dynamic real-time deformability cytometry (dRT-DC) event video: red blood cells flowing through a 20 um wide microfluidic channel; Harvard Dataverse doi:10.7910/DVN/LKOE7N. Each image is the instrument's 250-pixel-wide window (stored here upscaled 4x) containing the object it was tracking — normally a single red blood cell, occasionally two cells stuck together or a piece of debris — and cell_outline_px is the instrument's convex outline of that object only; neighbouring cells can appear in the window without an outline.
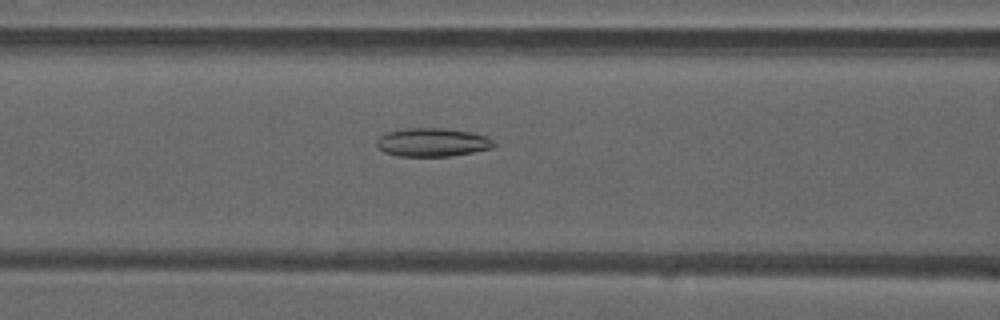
{"species": "common noctule bat (a hibernating species)", "species_latin": "Nyctalus noctula", "temperature_condition": "warm", "stored_images_in_passage": 37, "camera_frame_rate_fps": 3000, "um_per_image_px": 0.085, "animal": {"sex": "male", "forearm_length_mm": 52.5}, "frame": {"image": 1, "passage_image": 11, "time_ms": 3.333, "image_size_px": [1000, 320], "cell_outline_px": [[496, 144], [492, 148], [472, 152], [448, 156], [400, 156], [384, 152], [376, 148], [376, 140], [380, 136], [388, 132], [404, 128], [440, 128], [472, 132], [488, 136]], "centroid_in_image_um": [36.74, 12.09], "position_along_channel_um": 129.9, "area_um2": 19.48}}
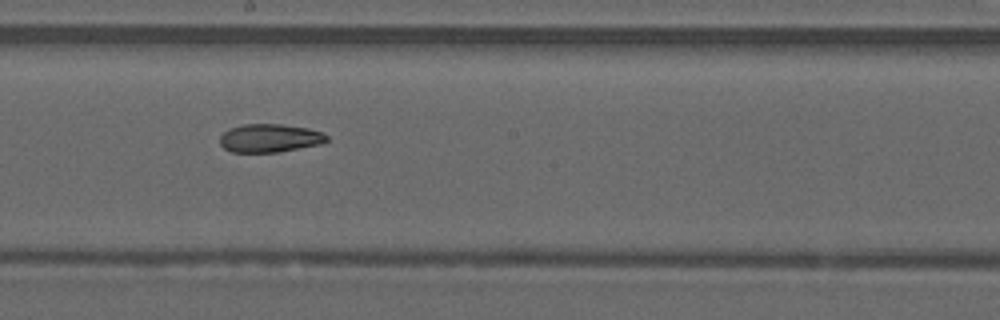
{"frame": {"image": 2, "passage_image": 18, "time_ms": 5.667, "image_size_px": [1000, 320], "cell_outline_px": [[328, 140], [320, 144], [280, 152], [232, 152], [224, 148], [220, 144], [220, 136], [224, 132], [232, 128], [244, 124], [280, 124], [308, 128], [320, 132], [328, 136]], "centroid_in_image_um": [22.93, 11.74], "position_along_channel_um": 225.3, "area_um2": 17.51}}
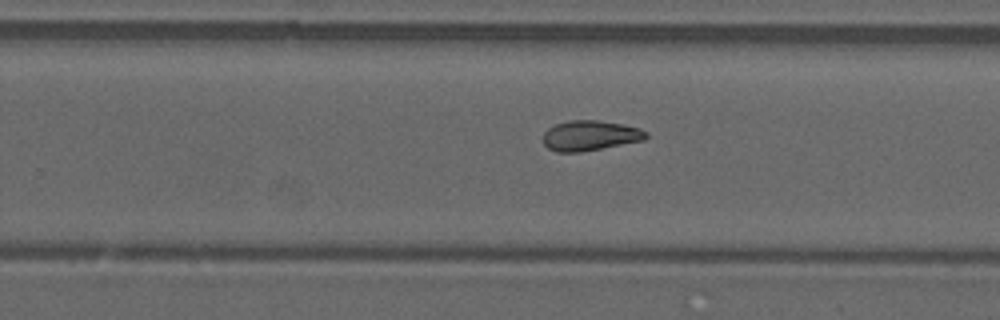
{"frame": {"image": 3, "passage_image": 22, "time_ms": 7.0, "image_size_px": [1000, 320], "cell_outline_px": [[648, 136], [644, 140], [580, 152], [556, 152], [548, 148], [544, 144], [544, 132], [548, 128], [556, 124], [568, 120], [596, 120], [620, 124], [640, 128], [648, 132]], "centroid_in_image_um": [50.15, 11.52], "position_along_channel_um": 279.7, "area_um2": 17.98}}